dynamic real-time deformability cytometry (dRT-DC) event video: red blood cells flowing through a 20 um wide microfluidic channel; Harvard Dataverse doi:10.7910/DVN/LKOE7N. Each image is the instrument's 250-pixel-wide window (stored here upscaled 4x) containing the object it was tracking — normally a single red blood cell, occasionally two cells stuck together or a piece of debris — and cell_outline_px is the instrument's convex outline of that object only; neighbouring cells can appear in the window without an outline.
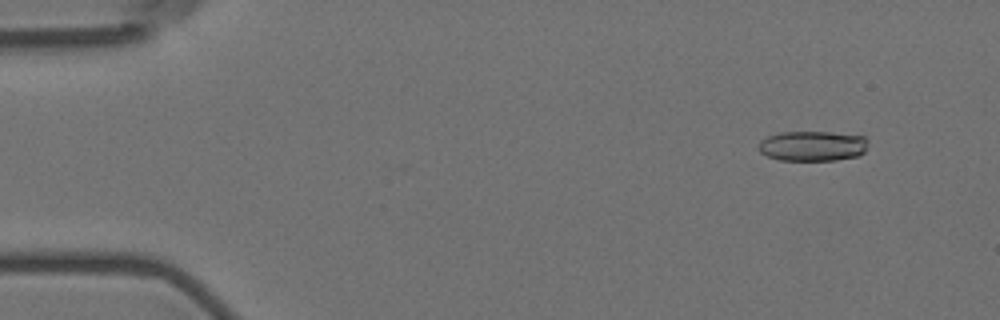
{"species": "Egyptian fruit bat (a non-hibernating species)", "species_latin": "Rousettus aegyptiacus", "temperature_condition": "room temperature", "stored_images_in_passage": 5, "camera_frame_rate_fps": 3000, "um_per_image_px": 0.085, "animal": {"sex": "female"}, "frame": {"image": 1, "passage_image": 2, "time_ms": 1.333, "image_size_px": [1000, 320], "cell_outline_px": [[868, 144], [864, 152], [856, 156], [836, 160], [780, 160], [768, 156], [760, 152], [760, 140], [768, 136], [780, 132], [828, 132], [864, 136], [868, 140]], "centroid_in_image_um": [69.08, 12.4], "position_along_channel_um": 15.9, "area_um2": 19.13}}
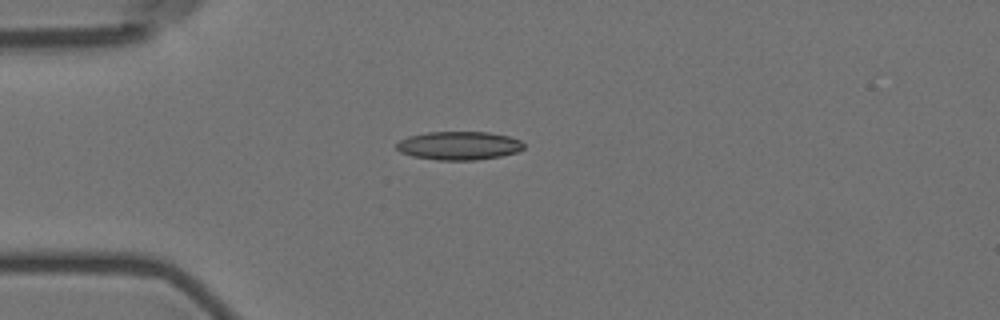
{"frame": {"image": 2, "passage_image": 5, "time_ms": 4.667, "image_size_px": [1000, 320], "cell_outline_px": [[524, 148], [516, 152], [500, 156], [476, 160], [436, 160], [412, 156], [400, 152], [396, 148], [396, 144], [400, 140], [408, 136], [428, 132], [488, 132], [508, 136], [520, 140], [524, 144]], "centroid_in_image_um": [38.99, 12.38], "position_along_channel_um": 46.0, "area_um2": 21.1}}